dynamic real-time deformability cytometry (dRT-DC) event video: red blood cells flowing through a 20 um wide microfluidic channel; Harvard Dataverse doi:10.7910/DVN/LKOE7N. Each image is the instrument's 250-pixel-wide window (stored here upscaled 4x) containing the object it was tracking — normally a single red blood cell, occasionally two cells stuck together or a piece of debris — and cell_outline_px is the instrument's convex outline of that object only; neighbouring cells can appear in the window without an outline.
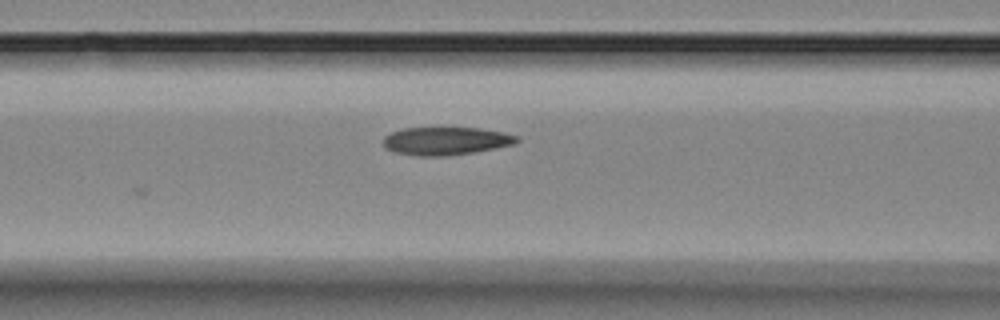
{"species": "Egyptian fruit bat (a non-hibernating species)", "species_latin": "Rousettus aegyptiacus", "temperature_condition": "room temperature", "stored_images_in_passage": 4, "camera_frame_rate_fps": 3000, "um_per_image_px": 0.085, "animal": {"sex": "female"}, "frame": {"image": 1, "passage_image": 4, "time_ms": 3.333, "image_size_px": [1000, 320], "cell_outline_px": [[520, 140], [516, 144], [476, 152], [448, 156], [416, 156], [392, 152], [384, 148], [384, 136], [392, 132], [404, 128], [480, 128], [504, 132], [520, 136]], "centroid_in_image_um": [37.93, 11.99], "position_along_channel_um": 128.7, "area_um2": 22.14}}